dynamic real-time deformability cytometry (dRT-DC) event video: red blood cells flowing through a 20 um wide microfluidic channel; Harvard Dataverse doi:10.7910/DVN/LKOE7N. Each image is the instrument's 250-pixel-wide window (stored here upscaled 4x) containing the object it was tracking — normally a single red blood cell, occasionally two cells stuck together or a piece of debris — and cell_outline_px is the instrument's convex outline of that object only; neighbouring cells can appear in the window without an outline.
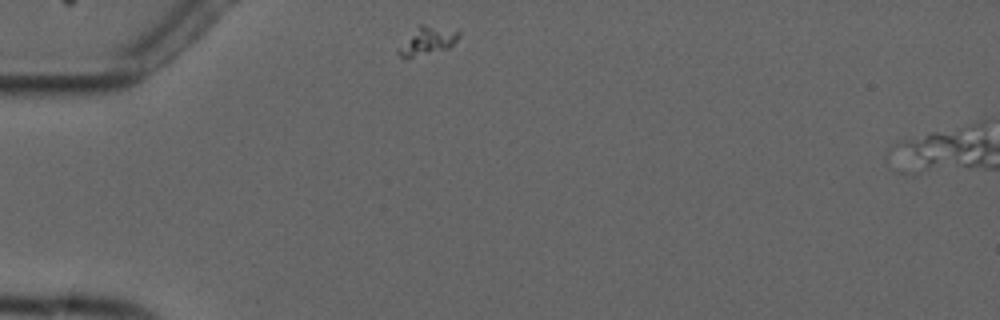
{"species": "common noctule bat (a hibernating species)", "species_latin": "Nyctalus noctula", "temperature_condition": "cold", "stored_images_in_passage": 2, "camera_frame_rate_fps": 3000, "um_per_image_px": 0.085, "animal": {"sex": "male", "forearm_length_mm": 52.5}, "frame": {"image": 1, "passage_image": 1, "time_ms": 0.0, "image_size_px": [1000, 320], "cell_outline_px": [[460, 36], [448, 48], [404, 60], [396, 52], [416, 24], [420, 24], [460, 28]], "centroid_in_image_um": [36.34, 3.43], "position_along_channel_um": 48.7, "area_um2": 10.35}}